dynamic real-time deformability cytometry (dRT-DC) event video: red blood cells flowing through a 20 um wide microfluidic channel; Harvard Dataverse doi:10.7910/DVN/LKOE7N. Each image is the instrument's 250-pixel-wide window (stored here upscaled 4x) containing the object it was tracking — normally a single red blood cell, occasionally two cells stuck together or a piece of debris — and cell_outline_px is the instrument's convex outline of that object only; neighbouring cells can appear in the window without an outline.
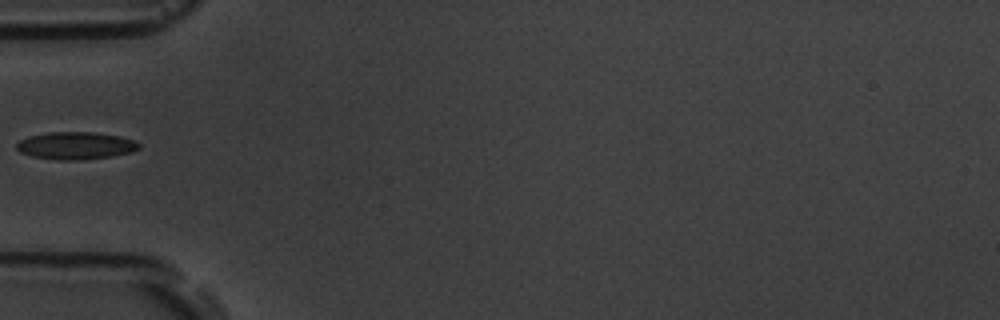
{"species": "common noctule bat (a hibernating species)", "species_latin": "Nyctalus noctula", "temperature_condition": "room temperature", "stored_images_in_passage": 7, "camera_frame_rate_fps": 3000, "um_per_image_px": 0.085, "animal": {"sex": "male", "body_mass_g": 19.5, "forearm_length_mm": 54.6}, "frame": {"image": 1, "passage_image": 7, "time_ms": 7.333, "image_size_px": [1000, 320], "cell_outline_px": [[140, 148], [132, 152], [112, 156], [76, 160], [60, 160], [32, 156], [20, 152], [16, 148], [16, 144], [20, 140], [28, 136], [48, 132], [92, 132], [120, 136], [136, 140], [140, 144]], "centroid_in_image_um": [6.45, 12.37], "position_along_channel_um": 78.6, "area_um2": 19.59}}